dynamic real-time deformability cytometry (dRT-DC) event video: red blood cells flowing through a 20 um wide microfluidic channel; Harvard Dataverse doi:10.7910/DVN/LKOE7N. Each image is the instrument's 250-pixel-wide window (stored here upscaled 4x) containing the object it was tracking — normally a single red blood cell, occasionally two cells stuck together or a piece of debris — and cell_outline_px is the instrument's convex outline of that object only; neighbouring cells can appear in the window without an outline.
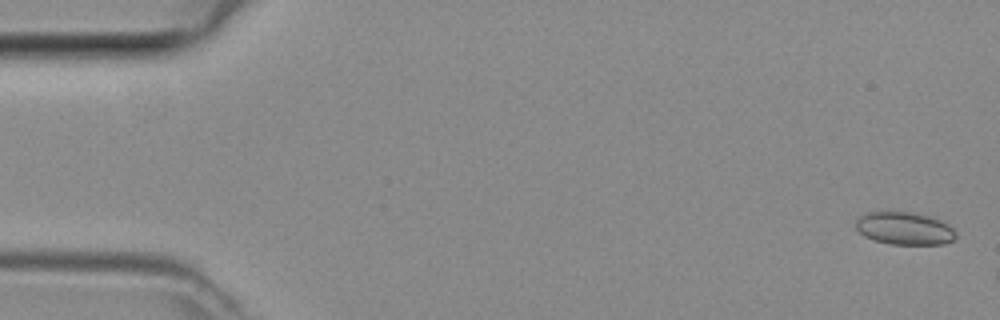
{"species": "common noctule bat (a hibernating species)", "species_latin": "Nyctalus noctula", "temperature_condition": "room temperature", "stored_images_in_passage": 9, "camera_frame_rate_fps": 3000, "um_per_image_px": 0.085, "animal": {"sex": "female", "body_mass_g": 29.2, "forearm_length_mm": 56.3}, "frame": {"image": 1, "passage_image": 2, "time_ms": 0.333, "image_size_px": [1000, 320], "cell_outline_px": [[956, 236], [952, 240], [944, 244], [892, 244], [876, 240], [864, 236], [856, 228], [856, 220], [860, 216], [868, 212], [912, 212], [928, 216], [940, 220], [948, 224], [956, 232]], "centroid_in_image_um": [76.89, 19.41], "position_along_channel_um": 8.1, "area_um2": 18.84}}